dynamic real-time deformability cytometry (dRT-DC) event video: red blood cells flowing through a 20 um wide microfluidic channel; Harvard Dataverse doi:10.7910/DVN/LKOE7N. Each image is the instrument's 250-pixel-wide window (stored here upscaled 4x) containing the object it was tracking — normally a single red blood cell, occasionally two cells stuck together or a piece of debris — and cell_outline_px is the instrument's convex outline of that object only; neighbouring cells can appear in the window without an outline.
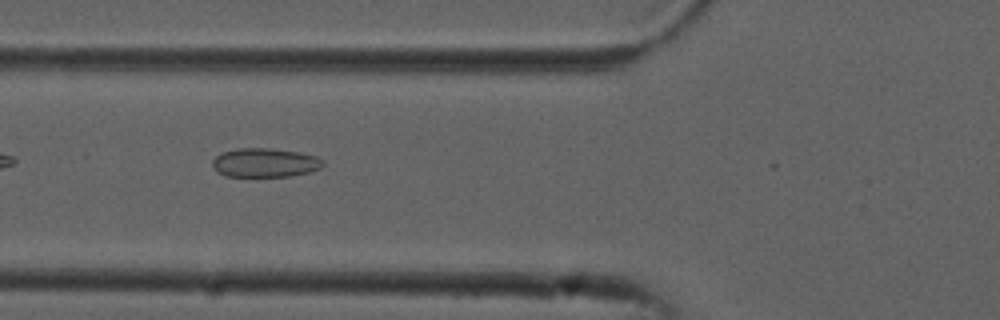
{"species": "common noctule bat (a hibernating species)", "species_latin": "Nyctalus noctula", "temperature_condition": "cold", "stored_images_in_passage": 13, "camera_frame_rate_fps": 3000, "um_per_image_px": 0.085, "animal": {"sex": "male", "forearm_length_mm": 52.5}, "frame": {"image": 1, "passage_image": 4, "time_ms": 1.0, "image_size_px": [1000, 320], "cell_outline_px": [[324, 164], [320, 168], [308, 172], [288, 176], [224, 176], [216, 172], [212, 168], [212, 160], [216, 156], [224, 152], [236, 148], [268, 148], [296, 152], [316, 156], [324, 160]], "centroid_in_image_um": [22.48, 13.83], "position_along_channel_um": 103.3, "area_um2": 18.61}}
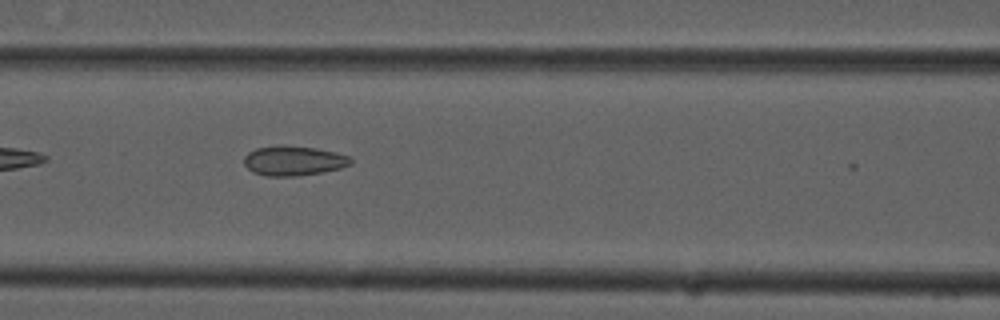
{"frame": {"image": 2, "passage_image": 7, "time_ms": 2.0, "image_size_px": [1000, 320], "cell_outline_px": [[352, 164], [340, 168], [320, 172], [296, 176], [268, 176], [252, 172], [244, 164], [244, 156], [248, 152], [256, 148], [316, 148], [336, 152], [348, 156], [352, 160]], "centroid_in_image_um": [24.97, 13.7], "position_along_channel_um": 141.6, "area_um2": 17.69}}
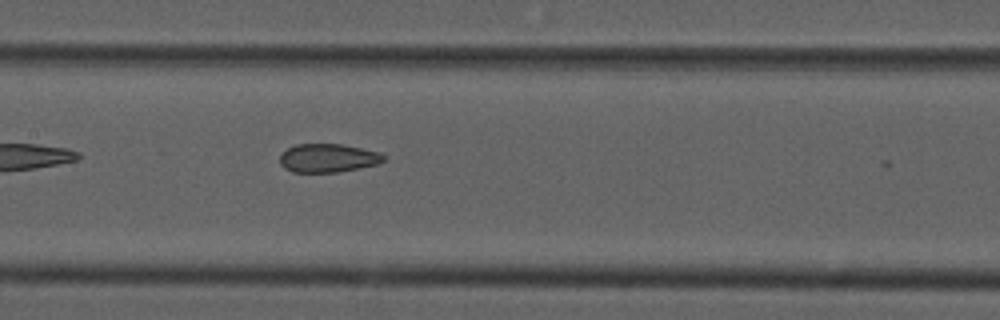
{"frame": {"image": 3, "passage_image": 10, "time_ms": 3.0, "image_size_px": [1000, 320], "cell_outline_px": [[384, 160], [376, 164], [336, 172], [292, 172], [284, 168], [280, 164], [280, 156], [288, 148], [296, 144], [340, 144], [380, 152], [384, 156]], "centroid_in_image_um": [27.84, 13.43], "position_along_channel_um": 179.6, "area_um2": 16.99}}